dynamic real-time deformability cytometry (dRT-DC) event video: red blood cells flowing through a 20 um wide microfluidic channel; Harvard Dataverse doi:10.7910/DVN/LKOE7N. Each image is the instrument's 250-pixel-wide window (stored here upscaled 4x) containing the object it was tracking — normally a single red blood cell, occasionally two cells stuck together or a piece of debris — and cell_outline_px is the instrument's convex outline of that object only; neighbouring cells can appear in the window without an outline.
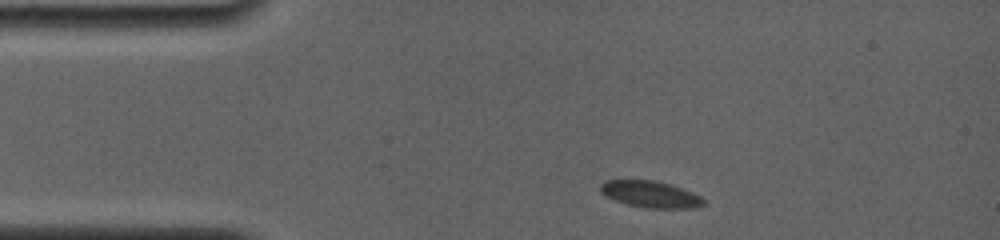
{"species": "common noctule bat (a hibernating species)", "species_latin": "Nyctalus noctula", "temperature_condition": "room temperature", "stored_images_in_passage": 5, "camera_frame_rate_fps": 4000, "um_per_image_px": 0.085, "animal": {"sex": "female", "body_mass_g": 19.0, "forearm_length_mm": 56.7}, "frame": {"image": 1, "passage_image": 1, "time_ms": 0.0, "image_size_px": [1000, 240], "cell_outline_px": [[708, 204], [696, 208], [644, 208], [628, 204], [616, 200], [600, 192], [600, 184], [604, 180], [656, 180], [672, 184], [692, 192], [700, 196]], "centroid_in_image_um": [55.34, 16.51], "position_along_channel_um": 29.7, "area_um2": 16.13}}